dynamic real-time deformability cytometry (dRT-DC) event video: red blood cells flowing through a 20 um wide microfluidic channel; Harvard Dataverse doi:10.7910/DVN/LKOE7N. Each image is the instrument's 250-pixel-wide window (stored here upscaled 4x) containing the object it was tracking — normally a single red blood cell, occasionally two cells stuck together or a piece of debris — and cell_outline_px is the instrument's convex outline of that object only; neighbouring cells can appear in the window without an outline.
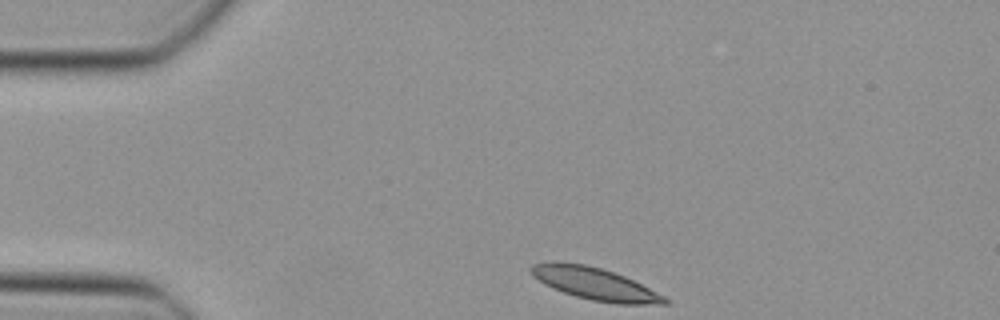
{"species": "Egyptian fruit bat (a non-hibernating species)", "species_latin": "Rousettus aegyptiacus", "temperature_condition": "cold", "stored_images_in_passage": 39, "camera_frame_rate_fps": 3000, "um_per_image_px": 0.085, "animal": {"sex": "female"}, "frame": {"image": 1, "passage_image": 1, "time_ms": 0.0, "image_size_px": [1000, 320], "cell_outline_px": [[668, 304], [616, 304], [592, 300], [576, 296], [552, 288], [544, 284], [532, 276], [528, 268], [532, 264], [552, 260], [556, 260], [584, 264], [600, 268], [624, 276], [664, 296], [668, 300]], "centroid_in_image_um": [50.47, 24.1], "position_along_channel_um": 34.5, "area_um2": 25.09}}
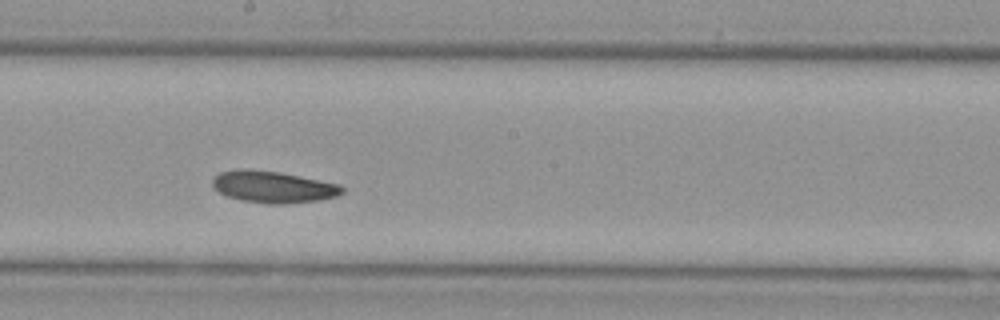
{"frame": {"image": 2, "passage_image": 18, "time_ms": 5.667, "image_size_px": [1000, 320], "cell_outline_px": [[344, 192], [336, 196], [316, 200], [288, 204], [268, 204], [240, 200], [228, 196], [220, 192], [212, 184], [212, 180], [220, 172], [240, 168], [248, 168], [280, 172], [340, 184], [344, 188]], "centroid_in_image_um": [23.22, 15.88], "position_along_channel_um": 225.0, "area_um2": 23.99}}
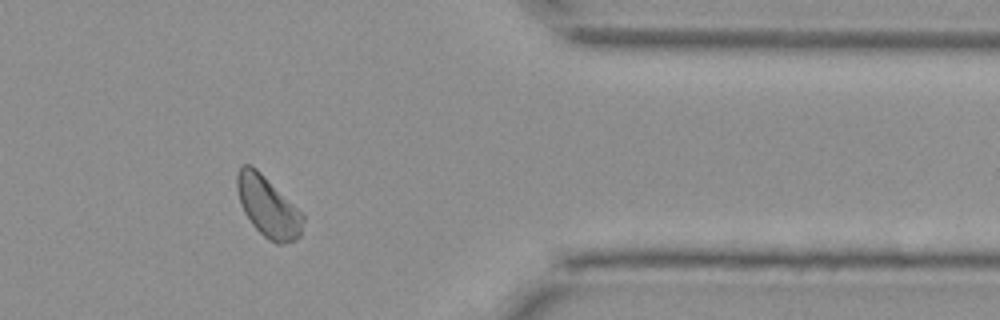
{"frame": {"image": 3, "passage_image": 31, "time_ms": 10.0, "image_size_px": [1000, 320], "cell_outline_px": [[304, 220], [300, 236], [296, 240], [280, 244], [276, 244], [268, 240], [252, 224], [244, 212], [240, 204], [236, 188], [236, 176], [240, 168], [244, 164], [248, 164], [256, 168], [304, 212]], "centroid_in_image_um": [22.8, 17.58], "position_along_channel_um": 388.6, "area_um2": 23.58}}